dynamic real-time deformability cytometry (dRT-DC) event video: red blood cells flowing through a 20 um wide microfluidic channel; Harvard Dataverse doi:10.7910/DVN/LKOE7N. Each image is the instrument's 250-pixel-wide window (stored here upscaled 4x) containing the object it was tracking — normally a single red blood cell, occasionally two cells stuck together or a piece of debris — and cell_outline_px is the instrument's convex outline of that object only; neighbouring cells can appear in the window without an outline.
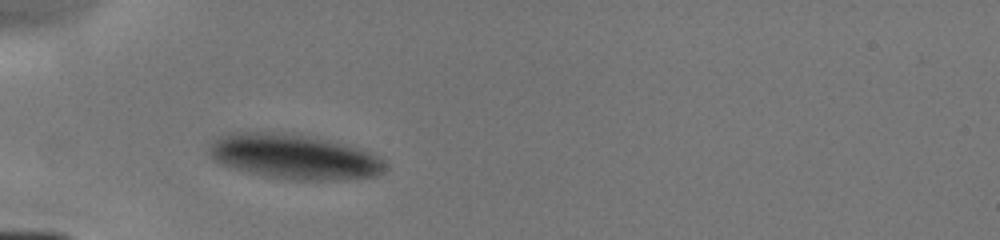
{"species": "human", "species_latin": "Homo sapiens", "temperature_condition": "cold", "stored_images_in_passage": 4, "camera_frame_rate_fps": 3000, "um_per_image_px": 0.085, "donor": {"sex": "male"}, "frame": {"image": 1, "passage_image": 3, "time_ms": 1.667, "image_size_px": [1000, 240], "cell_outline_px": [[388, 168], [384, 172], [376, 176], [340, 180], [292, 180], [264, 176], [232, 168], [220, 164], [212, 160], [208, 148], [220, 136], [228, 132], [284, 132], [308, 136], [344, 144], [360, 148], [372, 152]], "centroid_in_image_um": [24.99, 13.32], "position_along_channel_um": 60.0, "area_um2": 46.18}}